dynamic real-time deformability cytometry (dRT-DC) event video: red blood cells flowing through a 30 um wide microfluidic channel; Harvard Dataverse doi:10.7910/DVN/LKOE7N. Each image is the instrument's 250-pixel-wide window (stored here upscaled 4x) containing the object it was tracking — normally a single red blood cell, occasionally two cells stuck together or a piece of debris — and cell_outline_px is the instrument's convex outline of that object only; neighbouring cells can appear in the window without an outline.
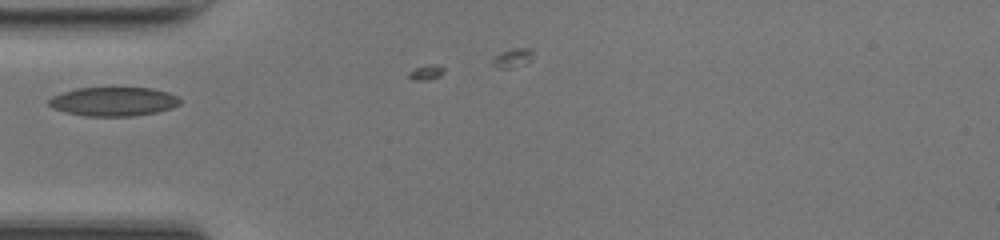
{"species": "common noctule bat (a hibernating species)", "species_latin": "Nyctalus noctula", "temperature_condition": "room temperature", "stored_images_in_passage": 3, "camera_frame_rate_fps": 3000, "um_per_image_px": 0.085, "animal": {"sex": "female", "body_mass_g": 17.0, "forearm_length_mm": 48.0}, "frame": {"image": 1, "passage_image": 1, "time_ms": 0.0, "image_size_px": [1000, 240], "cell_outline_px": [[180, 104], [172, 108], [156, 112], [136, 116], [84, 116], [64, 112], [52, 108], [48, 104], [48, 100], [52, 96], [76, 88], [152, 88], [168, 92], [176, 96], [180, 100]], "centroid_in_image_um": [9.63, 8.64], "position_along_channel_um": 75.4, "area_um2": 22.2}}